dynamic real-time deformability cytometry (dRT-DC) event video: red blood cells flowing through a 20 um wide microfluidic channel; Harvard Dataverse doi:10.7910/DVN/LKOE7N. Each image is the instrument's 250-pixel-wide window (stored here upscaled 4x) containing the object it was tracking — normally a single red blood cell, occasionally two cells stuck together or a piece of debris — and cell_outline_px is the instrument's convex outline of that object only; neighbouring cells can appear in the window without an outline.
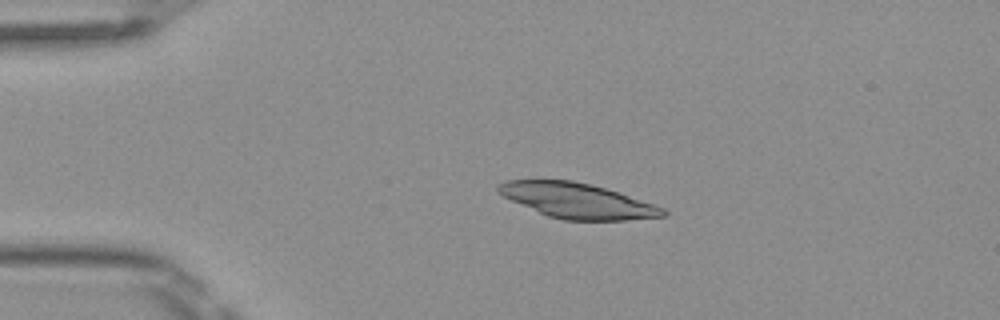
{"species": "Egyptian fruit bat (a non-hibernating species)", "species_latin": "Rousettus aegyptiacus", "temperature_condition": "room temperature", "stored_images_in_passage": 4, "camera_frame_rate_fps": 3000, "um_per_image_px": 0.085, "frame": {"image": 1, "passage_image": 3, "time_ms": 0.667, "image_size_px": [1000, 320], "cell_outline_px": [[668, 216], [624, 220], [564, 220], [548, 216], [512, 200], [496, 192], [496, 184], [504, 180], [572, 180], [592, 184], [664, 208], [668, 212]], "centroid_in_image_um": [49.04, 17.05], "position_along_channel_um": 36.0, "area_um2": 33.35}}